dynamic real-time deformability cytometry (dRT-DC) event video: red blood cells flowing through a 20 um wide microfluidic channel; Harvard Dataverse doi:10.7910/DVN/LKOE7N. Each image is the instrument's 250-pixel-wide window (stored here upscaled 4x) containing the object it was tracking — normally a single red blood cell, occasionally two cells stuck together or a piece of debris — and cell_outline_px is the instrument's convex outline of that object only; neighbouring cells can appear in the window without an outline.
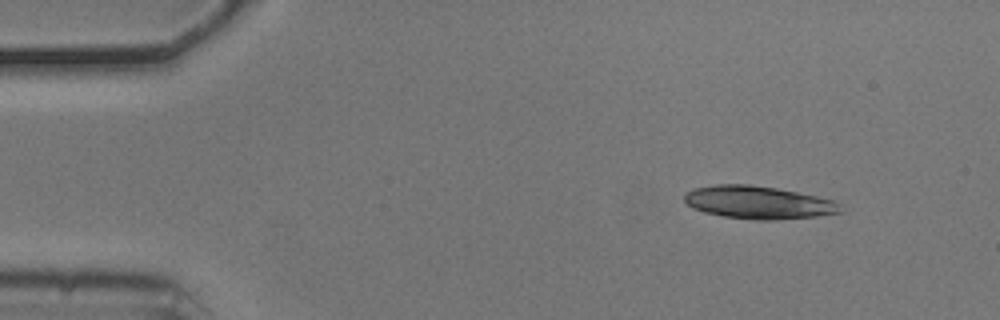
{"species": "common noctule bat (a hibernating species)", "species_latin": "Nyctalus noctula", "temperature_condition": "cold", "stored_images_in_passage": 12, "camera_frame_rate_fps": 3000, "um_per_image_px": 0.085, "animal": {"sex": "male", "body_mass_g": 20.5, "forearm_length_mm": 52.5}, "frame": {"image": 1, "passage_image": 1, "time_ms": 0.0, "image_size_px": [1000, 320], "cell_outline_px": [[844, 212], [816, 216], [776, 220], [756, 220], [724, 216], [704, 212], [692, 208], [684, 200], [684, 196], [688, 192], [696, 188], [716, 184], [748, 184], [776, 188], [816, 196], [832, 200], [840, 204]], "centroid_in_image_um": [64.47, 17.21], "position_along_channel_um": 20.5, "area_um2": 29.71}}